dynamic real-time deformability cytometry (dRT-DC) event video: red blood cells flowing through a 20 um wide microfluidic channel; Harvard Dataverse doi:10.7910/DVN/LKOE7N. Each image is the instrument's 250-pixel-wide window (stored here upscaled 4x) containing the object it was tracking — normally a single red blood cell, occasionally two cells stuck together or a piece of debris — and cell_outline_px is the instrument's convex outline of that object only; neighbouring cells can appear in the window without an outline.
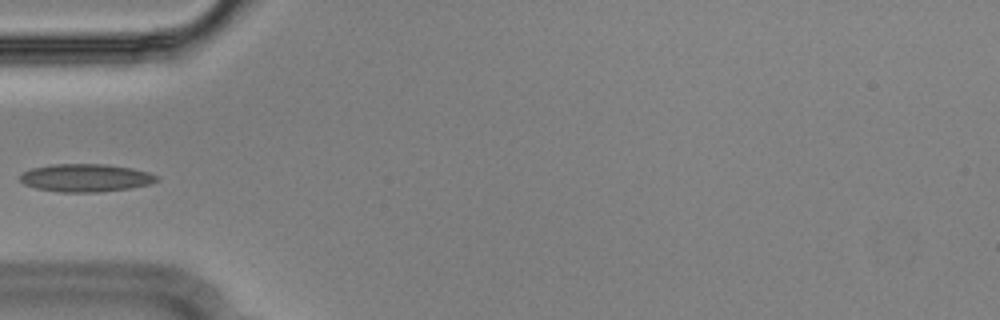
{"species": "Egyptian fruit bat (a non-hibernating species)", "species_latin": "Rousettus aegyptiacus", "temperature_condition": "cold", "stored_images_in_passage": 38, "camera_frame_rate_fps": 3000, "um_per_image_px": 0.085, "animal": {"sex": "male"}, "frame": {"image": 1, "passage_image": 1, "time_ms": 0.0, "image_size_px": [1000, 320], "cell_outline_px": [[160, 180], [152, 184], [132, 188], [100, 192], [60, 192], [36, 188], [24, 184], [20, 180], [20, 176], [24, 172], [32, 168], [52, 164], [108, 164], [132, 168], [148, 172], [160, 176]], "centroid_in_image_um": [7.35, 15.12], "position_along_channel_um": 77.6, "area_um2": 22.43}}
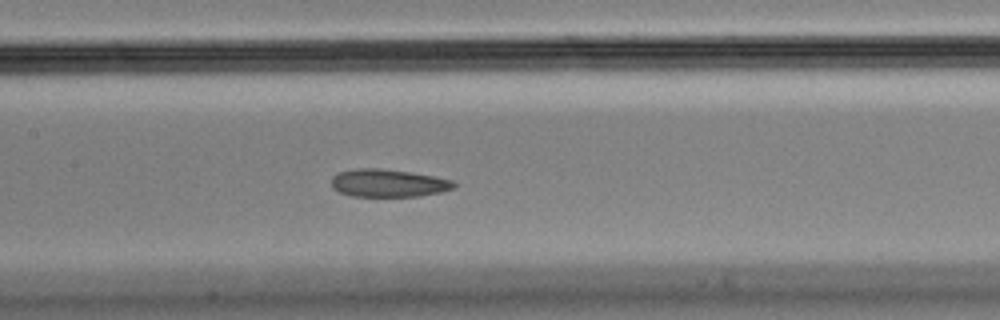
{"frame": {"image": 2, "passage_image": 9, "time_ms": 2.667, "image_size_px": [1000, 320], "cell_outline_px": [[456, 188], [440, 192], [420, 196], [352, 196], [340, 192], [332, 188], [332, 176], [340, 172], [356, 168], [380, 168], [412, 172], [452, 180], [456, 184]], "centroid_in_image_um": [33.01, 15.56], "position_along_channel_um": 174.4, "area_um2": 19.83}}
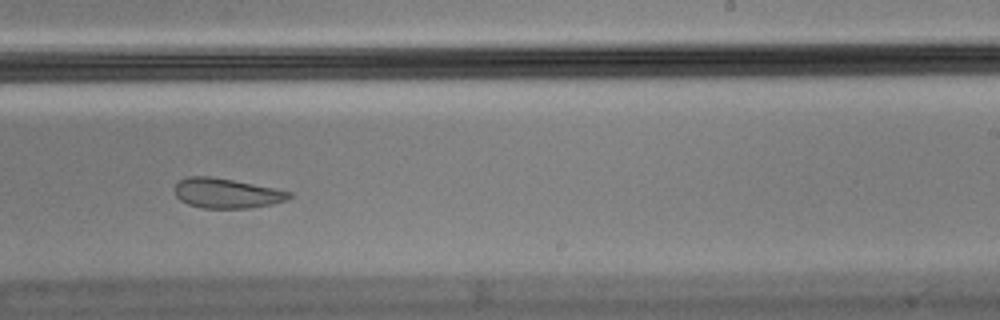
{"frame": {"image": 3, "passage_image": 17, "time_ms": 5.333, "image_size_px": [1000, 320], "cell_outline_px": [[292, 196], [288, 200], [272, 204], [248, 208], [200, 208], [188, 204], [180, 200], [176, 196], [172, 188], [180, 180], [188, 176], [208, 176], [232, 180], [292, 192]], "centroid_in_image_um": [19.22, 16.43], "position_along_channel_um": 269.8, "area_um2": 19.88}}